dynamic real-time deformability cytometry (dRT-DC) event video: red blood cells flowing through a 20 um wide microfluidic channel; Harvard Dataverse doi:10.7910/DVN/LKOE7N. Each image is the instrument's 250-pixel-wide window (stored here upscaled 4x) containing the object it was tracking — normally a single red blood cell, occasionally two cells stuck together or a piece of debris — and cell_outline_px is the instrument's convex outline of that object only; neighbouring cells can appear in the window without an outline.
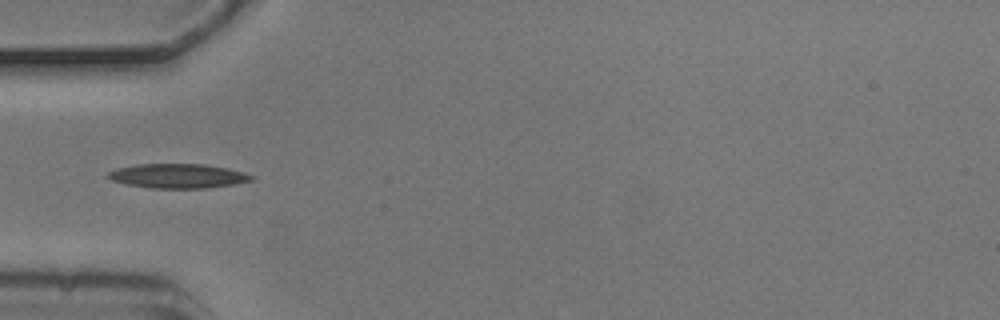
{"species": "common noctule bat (a hibernating species)", "species_latin": "Nyctalus noctula", "temperature_condition": "cold", "stored_images_in_passage": 6, "camera_frame_rate_fps": 3000, "um_per_image_px": 0.085, "animal": {"sex": "male", "body_mass_g": 20.5, "forearm_length_mm": 52.5}, "frame": {"image": 1, "passage_image": 5, "time_ms": 1.333, "image_size_px": [1000, 320], "cell_outline_px": [[256, 180], [236, 184], [204, 188], [152, 188], [124, 184], [112, 180], [108, 176], [108, 172], [116, 168], [136, 164], [204, 164], [228, 168], [244, 172], [256, 176]], "centroid_in_image_um": [15.18, 14.95], "position_along_channel_um": 69.8, "area_um2": 20.58}}